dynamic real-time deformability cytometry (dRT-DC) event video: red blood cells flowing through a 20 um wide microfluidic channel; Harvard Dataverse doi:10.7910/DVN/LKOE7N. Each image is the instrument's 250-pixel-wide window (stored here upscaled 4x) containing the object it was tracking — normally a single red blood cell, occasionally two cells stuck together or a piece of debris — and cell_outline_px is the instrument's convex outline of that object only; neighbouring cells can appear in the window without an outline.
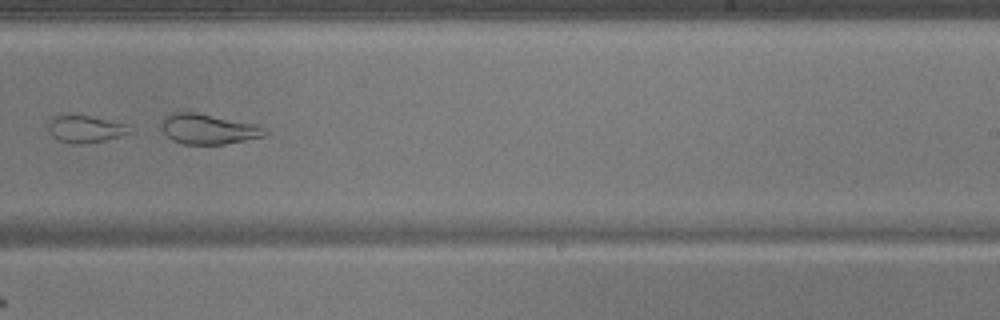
{"species": "common noctule bat (a hibernating species)", "species_latin": "Nyctalus noctula", "temperature_condition": "warm", "stored_images_in_passage": 49, "segment_of_instrument_passage": [2, 2], "camera_frame_rate_fps": 3000, "um_per_image_px": 0.085, "animal": {"sex": "male", "body_mass_g": 17.9}, "frame": {"image": 1, "passage_image": 31, "time_ms": 10.0, "image_size_px": [1000, 320], "cell_outline_px": [[268, 132], [264, 136], [224, 144], [184, 144], [172, 140], [160, 128], [160, 120], [164, 116], [172, 112], [196, 112], [260, 124], [268, 128]], "centroid_in_image_um": [17.72, 10.95], "position_along_channel_um": 271.3, "area_um2": 18.61}}
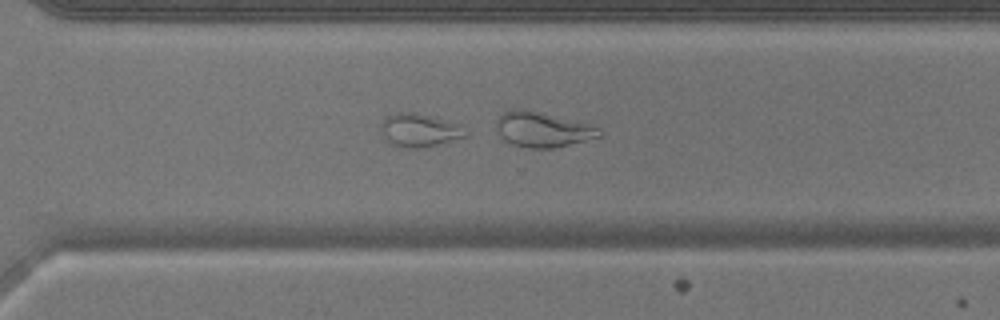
{"frame": {"image": 2, "passage_image": 35, "time_ms": 11.333, "image_size_px": [1000, 320], "cell_outline_px": [[468, 136], [440, 144], [416, 148], [408, 148], [396, 144], [388, 140], [380, 128], [380, 124], [384, 116], [392, 112], [416, 112], [448, 120], [460, 124], [468, 132]], "centroid_in_image_um": [35.69, 11.02], "position_along_channel_um": 334.9, "area_um2": 16.53}}